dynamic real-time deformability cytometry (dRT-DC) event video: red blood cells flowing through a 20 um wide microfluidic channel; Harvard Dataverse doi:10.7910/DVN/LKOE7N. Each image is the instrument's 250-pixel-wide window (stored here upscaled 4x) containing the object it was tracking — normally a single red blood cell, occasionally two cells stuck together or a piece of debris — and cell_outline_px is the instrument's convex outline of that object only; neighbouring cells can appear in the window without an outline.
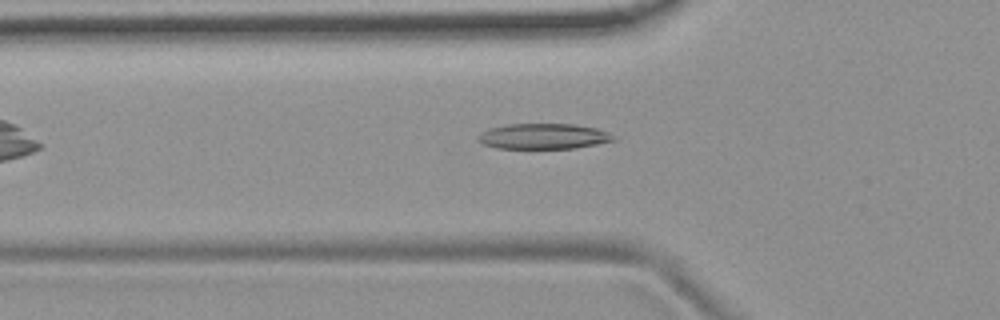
{"species": "common noctule bat (a hibernating species)", "species_latin": "Nyctalus noctula", "temperature_condition": "room temperature", "stored_images_in_passage": 31, "camera_frame_rate_fps": 3000, "um_per_image_px": 0.085, "animal": {"sex": "female", "body_mass_g": 19.9}, "frame": {"image": 1, "passage_image": 3, "time_ms": 0.667, "image_size_px": [1000, 320], "cell_outline_px": [[616, 140], [596, 144], [572, 148], [496, 148], [484, 144], [476, 136], [480, 132], [492, 128], [508, 124], [572, 124], [596, 128], [608, 132], [616, 136]], "centroid_in_image_um": [46.21, 11.58], "position_along_channel_um": 79.6, "area_um2": 19.94}}
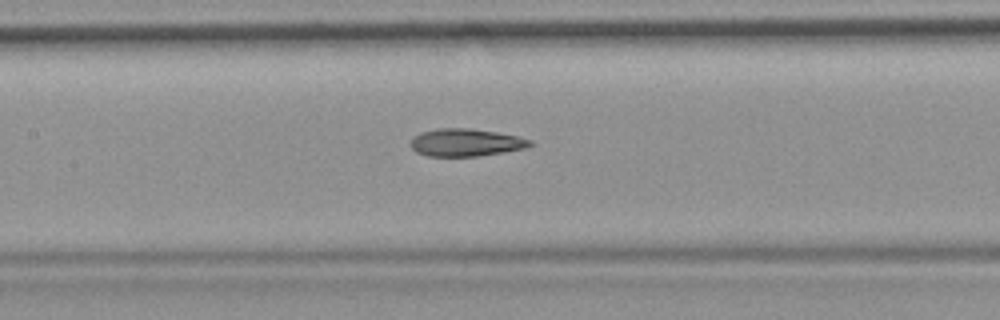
{"frame": {"image": 2, "passage_image": 10, "time_ms": 3.0, "image_size_px": [1000, 320], "cell_outline_px": [[532, 144], [524, 148], [504, 152], [476, 156], [428, 156], [416, 152], [412, 148], [412, 140], [420, 132], [436, 128], [468, 128], [496, 132], [516, 136], [532, 140]], "centroid_in_image_um": [39.58, 12.11], "position_along_channel_um": 167.8, "area_um2": 18.96}}
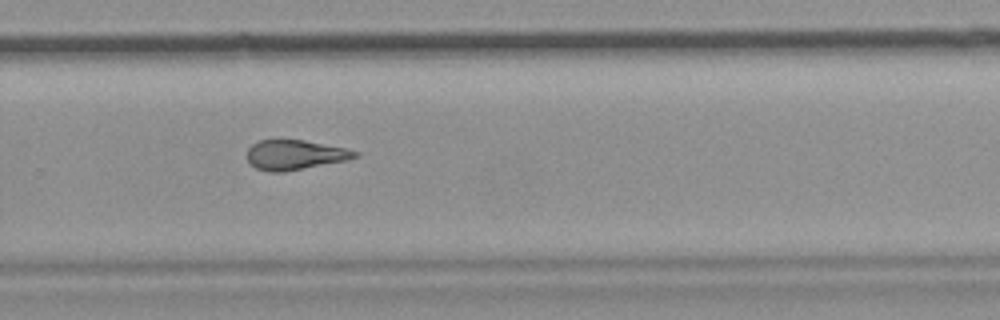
{"frame": {"image": 3, "passage_image": 21, "time_ms": 6.667, "image_size_px": [1000, 320], "cell_outline_px": [[360, 156], [348, 160], [284, 172], [268, 172], [256, 168], [248, 160], [248, 148], [252, 144], [260, 140], [304, 140], [344, 148], [360, 152]], "centroid_in_image_um": [25.09, 13.17], "position_along_channel_um": 304.7, "area_um2": 18.67}, "authors_computed_cell_mechanics": {"area_um2": 19.2474, "velocity_mm_per_s": 3.748, "shape_relaxation_time_tau1_ms": 9.6983, "shape_relaxation_time_tau2_ms": 3.4195, "deformation_change_tau1": 0.2209, "deformation_change_tau2": 0.1314}}